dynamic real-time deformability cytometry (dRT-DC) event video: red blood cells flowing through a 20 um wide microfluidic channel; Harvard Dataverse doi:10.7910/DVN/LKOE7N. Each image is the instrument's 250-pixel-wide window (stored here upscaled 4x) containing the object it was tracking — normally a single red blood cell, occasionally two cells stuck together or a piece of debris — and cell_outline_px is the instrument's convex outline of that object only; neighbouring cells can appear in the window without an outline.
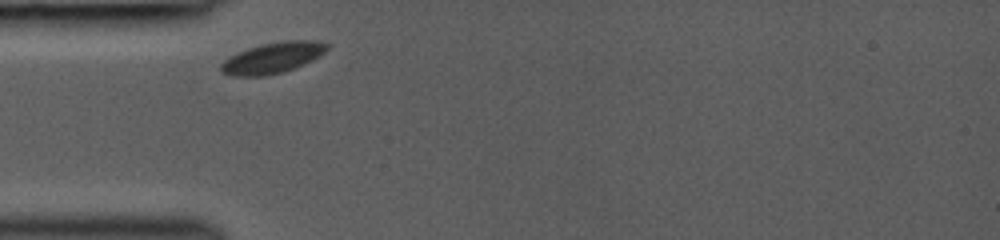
{"species": "common noctule bat (a hibernating species)", "species_latin": "Nyctalus noctula", "temperature_condition": "room temperature", "stored_images_in_passage": 4, "camera_frame_rate_fps": 3000, "um_per_image_px": 0.085, "animal": {"sex": "female", "body_mass_g": 19.0, "forearm_length_mm": 53.3}, "frame": {"image": 1, "passage_image": 1, "time_ms": 0.0, "image_size_px": [1000, 240], "cell_outline_px": [[328, 48], [324, 52], [312, 60], [304, 64], [280, 72], [264, 76], [232, 76], [220, 72], [220, 64], [228, 56], [248, 48], [264, 44], [288, 40], [320, 40], [328, 44]], "centroid_in_image_um": [23.14, 4.91], "position_along_channel_um": 61.9, "area_um2": 18.96}}
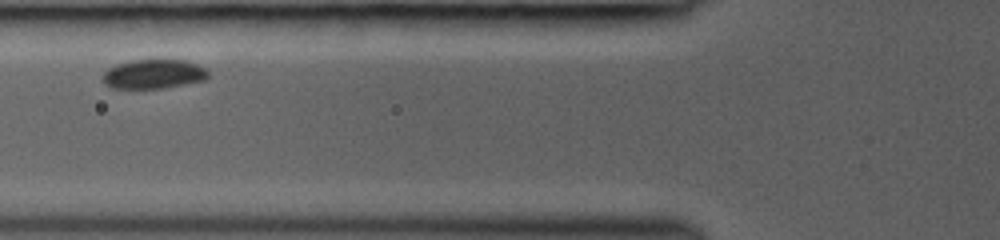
{"frame": {"image": 2, "passage_image": 3, "time_ms": 1.333, "image_size_px": [1000, 240], "cell_outline_px": [[208, 76], [204, 80], [164, 88], [112, 88], [104, 84], [104, 72], [108, 68], [116, 64], [132, 60], [188, 60], [204, 68], [208, 72]], "centroid_in_image_um": [13.05, 6.29], "position_along_channel_um": 112.8, "area_um2": 17.86}}